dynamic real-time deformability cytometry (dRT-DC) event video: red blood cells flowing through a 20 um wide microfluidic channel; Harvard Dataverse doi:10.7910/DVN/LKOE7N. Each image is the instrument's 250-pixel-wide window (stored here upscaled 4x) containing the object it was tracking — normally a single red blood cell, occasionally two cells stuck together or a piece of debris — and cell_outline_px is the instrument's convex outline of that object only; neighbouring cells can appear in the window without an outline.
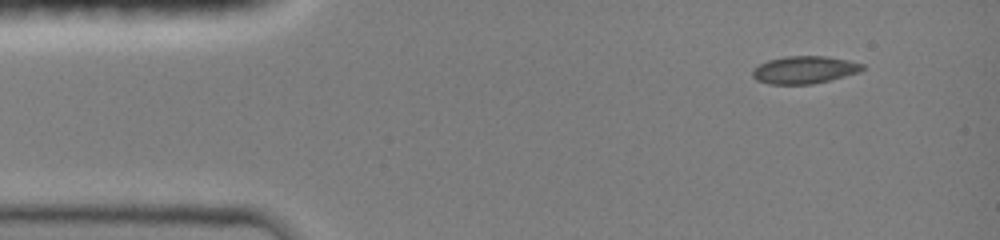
{"species": "common noctule bat (a hibernating species)", "species_latin": "Nyctalus noctula", "temperature_condition": "room temperature", "stored_images_in_passage": 5, "camera_frame_rate_fps": 3000, "um_per_image_px": 0.085, "animal": {"sex": "female", "body_mass_g": 19.0, "forearm_length_mm": 51.5}, "frame": {"image": 1, "passage_image": 1, "time_ms": 0.0, "image_size_px": [1000, 240], "cell_outline_px": [[864, 68], [860, 72], [812, 84], [768, 84], [756, 80], [752, 76], [752, 72], [760, 64], [768, 60], [784, 56], [824, 56], [848, 60], [864, 64]], "centroid_in_image_um": [68.37, 5.93], "position_along_channel_um": 16.6, "area_um2": 17.51}}
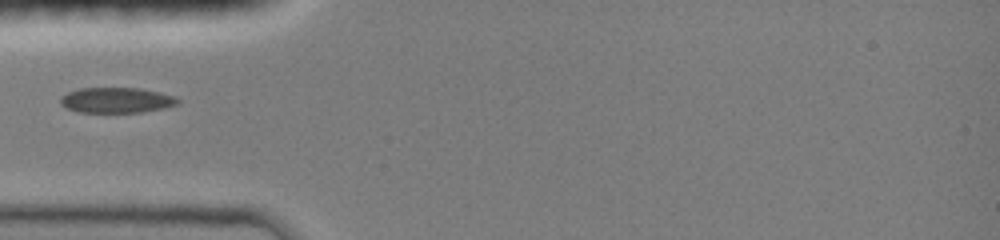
{"frame": {"image": 2, "passage_image": 4, "time_ms": 3.333, "image_size_px": [1000, 240], "cell_outline_px": [[180, 104], [140, 112], [80, 112], [68, 108], [60, 104], [60, 96], [68, 92], [80, 88], [140, 88], [160, 92], [176, 96], [180, 100]], "centroid_in_image_um": [9.91, 8.5], "position_along_channel_um": 75.1, "area_um2": 17.34}}
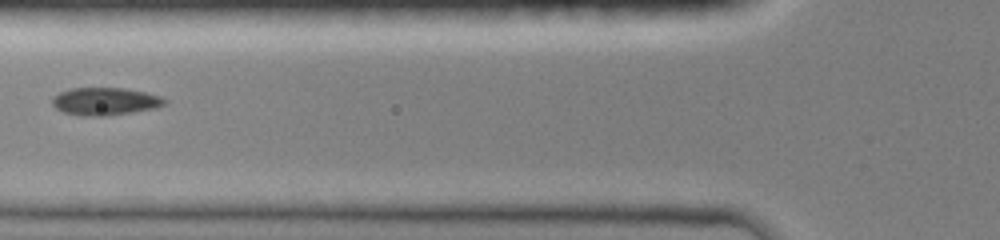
{"frame": {"image": 3, "passage_image": 5, "time_ms": 4.333, "image_size_px": [1000, 240], "cell_outline_px": [[168, 100], [164, 104], [152, 108], [132, 112], [104, 116], [80, 116], [64, 112], [56, 108], [52, 104], [52, 100], [60, 92], [72, 88], [124, 88], [144, 92], [160, 96]], "centroid_in_image_um": [8.92, 8.62], "position_along_channel_um": 116.9, "area_um2": 17.86}}